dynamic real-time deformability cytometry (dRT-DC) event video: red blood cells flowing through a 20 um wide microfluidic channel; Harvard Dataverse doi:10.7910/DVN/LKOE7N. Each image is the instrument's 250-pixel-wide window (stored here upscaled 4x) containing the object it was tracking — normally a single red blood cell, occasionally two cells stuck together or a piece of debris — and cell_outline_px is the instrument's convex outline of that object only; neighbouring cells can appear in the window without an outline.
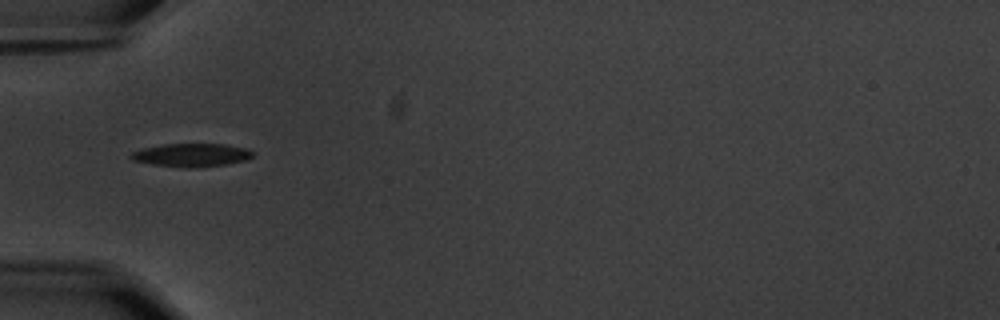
{"species": "common noctule bat (a hibernating species)", "species_latin": "Nyctalus noctula", "temperature_condition": "warm", "stored_images_in_passage": 7, "camera_frame_rate_fps": 3000, "um_per_image_px": 0.085, "animal": {"sex": "male", "body_mass_g": 20.1, "forearm_length_mm": 53.5}, "frame": {"image": 1, "passage_image": 1, "time_ms": 0.0, "image_size_px": [1000, 320], "cell_outline_px": [[252, 156], [248, 160], [224, 164], [192, 168], [188, 168], [152, 164], [132, 160], [128, 156], [132, 152], [140, 148], [164, 144], [224, 144], [248, 148], [252, 152]], "centroid_in_image_um": [16.25, 13.17], "position_along_channel_um": 68.8, "area_um2": 16.53}}